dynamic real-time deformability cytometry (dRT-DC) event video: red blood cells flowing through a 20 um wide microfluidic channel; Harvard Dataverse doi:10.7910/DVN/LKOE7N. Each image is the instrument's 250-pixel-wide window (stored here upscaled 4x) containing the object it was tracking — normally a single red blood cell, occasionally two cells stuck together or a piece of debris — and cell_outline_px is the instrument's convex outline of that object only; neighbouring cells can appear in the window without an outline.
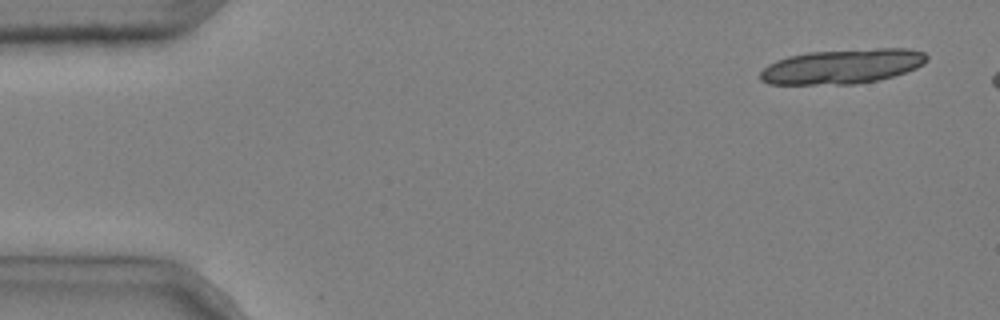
{"species": "common noctule bat (a hibernating species)", "species_latin": "Nyctalus noctula", "temperature_condition": "cold", "stored_images_in_passage": 2, "camera_frame_rate_fps": 3000, "um_per_image_px": 0.085, "animal": {"sex": "male", "body_mass_g": 20.4}, "frame": {"image": 1, "passage_image": 1, "time_ms": 0.0, "image_size_px": [1000, 320], "cell_outline_px": [[928, 60], [924, 64], [916, 68], [892, 76], [876, 80], [856, 84], [768, 84], [760, 80], [760, 72], [768, 64], [776, 60], [788, 56], [808, 52], [876, 48], [908, 48], [924, 52], [928, 56]], "centroid_in_image_um": [71.6, 5.63], "position_along_channel_um": 13.4, "area_um2": 33.76}}